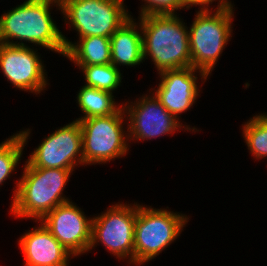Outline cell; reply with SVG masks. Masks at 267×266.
I'll use <instances>...</instances> for the list:
<instances>
[{"instance_id":"obj_23","label":"cell","mask_w":267,"mask_h":266,"mask_svg":"<svg viewBox=\"0 0 267 266\" xmlns=\"http://www.w3.org/2000/svg\"><path fill=\"white\" fill-rule=\"evenodd\" d=\"M54 1H57V2L61 3L63 0H54Z\"/></svg>"},{"instance_id":"obj_1","label":"cell","mask_w":267,"mask_h":266,"mask_svg":"<svg viewBox=\"0 0 267 266\" xmlns=\"http://www.w3.org/2000/svg\"><path fill=\"white\" fill-rule=\"evenodd\" d=\"M61 12L54 0H25L0 16V43L36 46L65 56L63 33L54 21L52 11ZM52 10V11H51ZM28 42V43H27Z\"/></svg>"},{"instance_id":"obj_19","label":"cell","mask_w":267,"mask_h":266,"mask_svg":"<svg viewBox=\"0 0 267 266\" xmlns=\"http://www.w3.org/2000/svg\"><path fill=\"white\" fill-rule=\"evenodd\" d=\"M242 124V137L253 159H267V113L252 115Z\"/></svg>"},{"instance_id":"obj_14","label":"cell","mask_w":267,"mask_h":266,"mask_svg":"<svg viewBox=\"0 0 267 266\" xmlns=\"http://www.w3.org/2000/svg\"><path fill=\"white\" fill-rule=\"evenodd\" d=\"M33 222H38L37 227L26 230L17 239L24 257V266H71L70 261L74 256L55 239L41 221Z\"/></svg>"},{"instance_id":"obj_11","label":"cell","mask_w":267,"mask_h":266,"mask_svg":"<svg viewBox=\"0 0 267 266\" xmlns=\"http://www.w3.org/2000/svg\"><path fill=\"white\" fill-rule=\"evenodd\" d=\"M33 167L74 171L84 166L80 122L73 120L41 140L26 159Z\"/></svg>"},{"instance_id":"obj_10","label":"cell","mask_w":267,"mask_h":266,"mask_svg":"<svg viewBox=\"0 0 267 266\" xmlns=\"http://www.w3.org/2000/svg\"><path fill=\"white\" fill-rule=\"evenodd\" d=\"M37 49L0 43V73L15 89L36 97L50 85L46 65Z\"/></svg>"},{"instance_id":"obj_8","label":"cell","mask_w":267,"mask_h":266,"mask_svg":"<svg viewBox=\"0 0 267 266\" xmlns=\"http://www.w3.org/2000/svg\"><path fill=\"white\" fill-rule=\"evenodd\" d=\"M104 211L93 215L88 253L101 244L118 261L134 266L136 202L120 201L108 205Z\"/></svg>"},{"instance_id":"obj_6","label":"cell","mask_w":267,"mask_h":266,"mask_svg":"<svg viewBox=\"0 0 267 266\" xmlns=\"http://www.w3.org/2000/svg\"><path fill=\"white\" fill-rule=\"evenodd\" d=\"M79 122L84 167L105 165L130 153L128 123L123 106L115 114L81 119Z\"/></svg>"},{"instance_id":"obj_16","label":"cell","mask_w":267,"mask_h":266,"mask_svg":"<svg viewBox=\"0 0 267 266\" xmlns=\"http://www.w3.org/2000/svg\"><path fill=\"white\" fill-rule=\"evenodd\" d=\"M66 47L65 58L74 66L103 65L111 63L110 38L90 36L70 41L63 34Z\"/></svg>"},{"instance_id":"obj_3","label":"cell","mask_w":267,"mask_h":266,"mask_svg":"<svg viewBox=\"0 0 267 266\" xmlns=\"http://www.w3.org/2000/svg\"><path fill=\"white\" fill-rule=\"evenodd\" d=\"M181 14H151L140 21L143 60L151 59L157 74L191 67L188 26Z\"/></svg>"},{"instance_id":"obj_7","label":"cell","mask_w":267,"mask_h":266,"mask_svg":"<svg viewBox=\"0 0 267 266\" xmlns=\"http://www.w3.org/2000/svg\"><path fill=\"white\" fill-rule=\"evenodd\" d=\"M61 15L78 38H110L132 15L124 0H63Z\"/></svg>"},{"instance_id":"obj_22","label":"cell","mask_w":267,"mask_h":266,"mask_svg":"<svg viewBox=\"0 0 267 266\" xmlns=\"http://www.w3.org/2000/svg\"><path fill=\"white\" fill-rule=\"evenodd\" d=\"M185 2L187 10L191 9L193 6H198V10H221L233 8L235 6L231 0H185ZM214 2L216 5L213 6L212 4ZM215 6L216 8H214Z\"/></svg>"},{"instance_id":"obj_12","label":"cell","mask_w":267,"mask_h":266,"mask_svg":"<svg viewBox=\"0 0 267 266\" xmlns=\"http://www.w3.org/2000/svg\"><path fill=\"white\" fill-rule=\"evenodd\" d=\"M199 77V78H198ZM159 83L149 90L164 108L180 122L181 114L190 111L200 97V88L210 79L203 71L187 67L184 69L165 70L158 74ZM201 80V85L200 81ZM200 84V85H199ZM180 115V116H179Z\"/></svg>"},{"instance_id":"obj_15","label":"cell","mask_w":267,"mask_h":266,"mask_svg":"<svg viewBox=\"0 0 267 266\" xmlns=\"http://www.w3.org/2000/svg\"><path fill=\"white\" fill-rule=\"evenodd\" d=\"M131 16L110 37L111 64L120 69L137 67L144 62L140 21Z\"/></svg>"},{"instance_id":"obj_4","label":"cell","mask_w":267,"mask_h":266,"mask_svg":"<svg viewBox=\"0 0 267 266\" xmlns=\"http://www.w3.org/2000/svg\"><path fill=\"white\" fill-rule=\"evenodd\" d=\"M136 202L134 266H144L167 250L184 231L191 216Z\"/></svg>"},{"instance_id":"obj_9","label":"cell","mask_w":267,"mask_h":266,"mask_svg":"<svg viewBox=\"0 0 267 266\" xmlns=\"http://www.w3.org/2000/svg\"><path fill=\"white\" fill-rule=\"evenodd\" d=\"M149 93L140 95L135 100L128 99L122 102L128 123L129 144L135 141H150L162 136H172L182 131L194 134L199 131L198 127L180 122L174 115H171L159 102L155 95Z\"/></svg>"},{"instance_id":"obj_13","label":"cell","mask_w":267,"mask_h":266,"mask_svg":"<svg viewBox=\"0 0 267 266\" xmlns=\"http://www.w3.org/2000/svg\"><path fill=\"white\" fill-rule=\"evenodd\" d=\"M93 216L72 200L58 205L40 221L74 257L88 254Z\"/></svg>"},{"instance_id":"obj_20","label":"cell","mask_w":267,"mask_h":266,"mask_svg":"<svg viewBox=\"0 0 267 266\" xmlns=\"http://www.w3.org/2000/svg\"><path fill=\"white\" fill-rule=\"evenodd\" d=\"M84 77V85L115 93L122 86L123 70L110 64L77 66ZM122 71V72H121Z\"/></svg>"},{"instance_id":"obj_17","label":"cell","mask_w":267,"mask_h":266,"mask_svg":"<svg viewBox=\"0 0 267 266\" xmlns=\"http://www.w3.org/2000/svg\"><path fill=\"white\" fill-rule=\"evenodd\" d=\"M78 109L83 115L74 120L87 119L91 117L109 116L115 114L123 104H118L113 93L99 90L86 85L81 86L76 95Z\"/></svg>"},{"instance_id":"obj_2","label":"cell","mask_w":267,"mask_h":266,"mask_svg":"<svg viewBox=\"0 0 267 266\" xmlns=\"http://www.w3.org/2000/svg\"><path fill=\"white\" fill-rule=\"evenodd\" d=\"M22 170L12 190L11 216L40 221L58 205L72 200L64 194V190L73 171L33 167L27 160Z\"/></svg>"},{"instance_id":"obj_21","label":"cell","mask_w":267,"mask_h":266,"mask_svg":"<svg viewBox=\"0 0 267 266\" xmlns=\"http://www.w3.org/2000/svg\"><path fill=\"white\" fill-rule=\"evenodd\" d=\"M138 17L151 14H178L187 10L185 0H141Z\"/></svg>"},{"instance_id":"obj_5","label":"cell","mask_w":267,"mask_h":266,"mask_svg":"<svg viewBox=\"0 0 267 266\" xmlns=\"http://www.w3.org/2000/svg\"><path fill=\"white\" fill-rule=\"evenodd\" d=\"M235 7L221 10H195L188 27L191 66L207 76L217 66L222 52L233 36Z\"/></svg>"},{"instance_id":"obj_18","label":"cell","mask_w":267,"mask_h":266,"mask_svg":"<svg viewBox=\"0 0 267 266\" xmlns=\"http://www.w3.org/2000/svg\"><path fill=\"white\" fill-rule=\"evenodd\" d=\"M20 131L13 133L12 136L6 137L4 141L0 143V186L4 184L5 181L10 179L14 173L17 171V166L21 163L24 158L23 152L32 129L22 128ZM1 189V188H0Z\"/></svg>"}]
</instances>
